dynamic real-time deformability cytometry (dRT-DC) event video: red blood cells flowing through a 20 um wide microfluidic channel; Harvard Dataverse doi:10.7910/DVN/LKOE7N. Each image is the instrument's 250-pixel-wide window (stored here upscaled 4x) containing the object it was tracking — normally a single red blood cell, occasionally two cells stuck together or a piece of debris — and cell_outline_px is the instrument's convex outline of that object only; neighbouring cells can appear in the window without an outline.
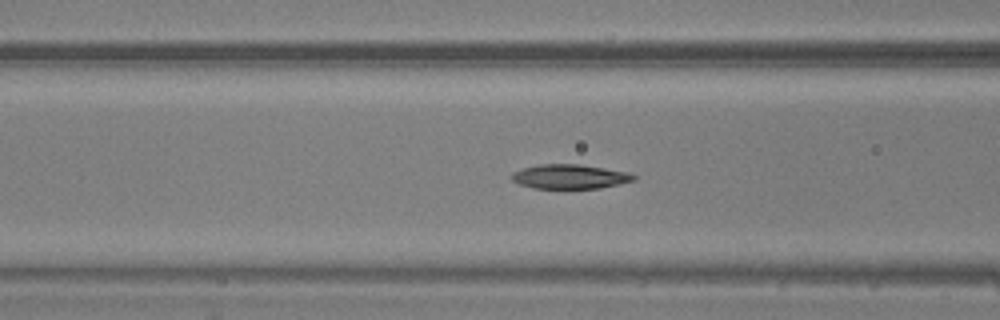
{"species": "common noctule bat (a hibernating species)", "species_latin": "Nyctalus noctula", "temperature_condition": "warm", "stored_images_in_passage": 45, "camera_frame_rate_fps": 3000, "um_per_image_px": 0.085, "animal": {"sex": "male", "body_mass_g": 20.5, "forearm_length_mm": 52.5}, "frame": {"image": 1, "passage_image": 16, "time_ms": 5.0, "image_size_px": [1000, 320], "cell_outline_px": [[636, 180], [620, 184], [600, 188], [532, 188], [520, 184], [512, 180], [512, 172], [524, 168], [540, 164], [580, 164], [628, 172], [636, 176]], "centroid_in_image_um": [48.46, 15.01], "position_along_channel_um": 118.1, "area_um2": 17.28}}
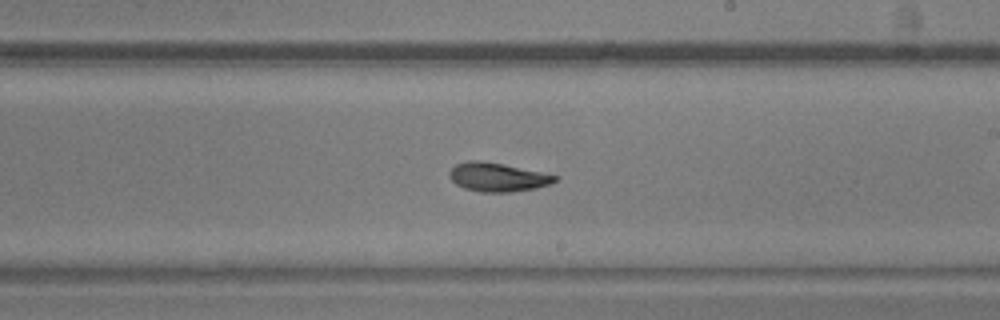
{"frame": {"image": 2, "passage_image": 25, "time_ms": 8.0, "image_size_px": [1000, 320], "cell_outline_px": [[560, 180], [552, 184], [536, 188], [512, 192], [480, 192], [464, 188], [456, 184], [448, 176], [448, 172], [456, 164], [468, 160], [480, 160], [504, 164], [560, 176]], "centroid_in_image_um": [42.33, 15.06], "position_along_channel_um": 246.7, "area_um2": 17.98}}
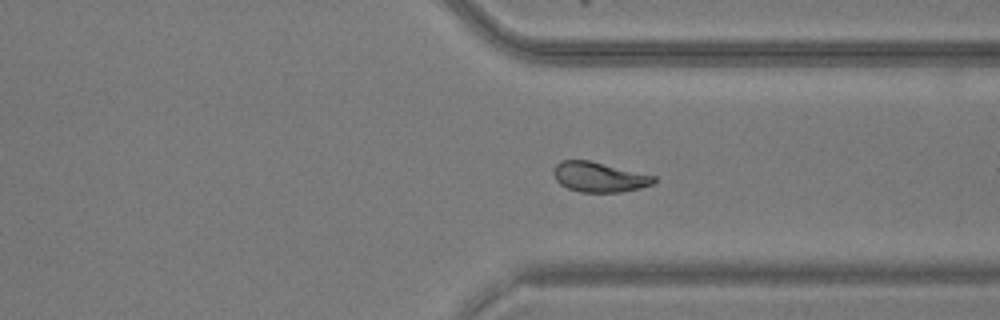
{"frame": {"image": 3, "passage_image": 33, "time_ms": 10.667, "image_size_px": [1000, 320], "cell_outline_px": [[656, 180], [652, 184], [640, 188], [620, 192], [580, 192], [568, 188], [560, 184], [556, 180], [552, 172], [552, 168], [560, 160], [588, 160], [656, 176]], "centroid_in_image_um": [50.89, 15.04], "position_along_channel_um": 360.5, "area_um2": 17.51}}